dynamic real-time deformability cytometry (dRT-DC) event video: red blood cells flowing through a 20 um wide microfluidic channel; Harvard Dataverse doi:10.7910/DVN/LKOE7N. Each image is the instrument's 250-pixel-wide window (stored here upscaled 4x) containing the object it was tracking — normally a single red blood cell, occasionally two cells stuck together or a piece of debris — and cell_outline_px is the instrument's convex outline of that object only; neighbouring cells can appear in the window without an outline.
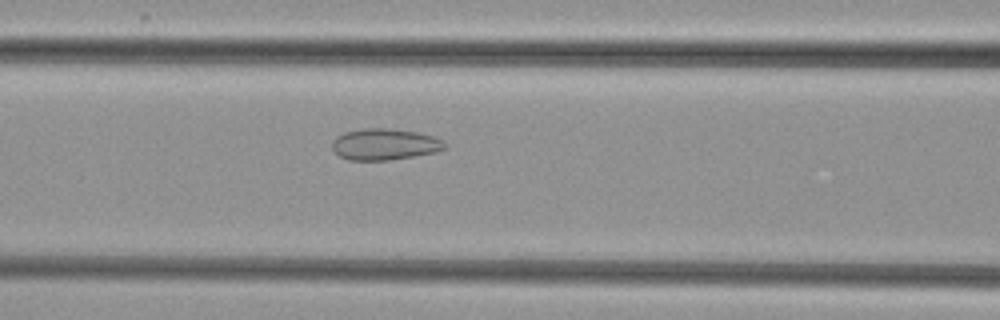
{"species": "common noctule bat (a hibernating species)", "species_latin": "Nyctalus noctula", "temperature_condition": "cold", "stored_images_in_passage": 53, "camera_frame_rate_fps": 3000, "um_per_image_px": 0.085, "animal": {"sex": "female", "body_mass_g": 29.2, "forearm_length_mm": 56.3}, "frame": {"image": 1, "passage_image": 23, "time_ms": 7.333, "image_size_px": [1000, 320], "cell_outline_px": [[448, 148], [436, 152], [388, 160], [348, 160], [340, 156], [332, 148], [332, 140], [336, 136], [344, 132], [364, 128], [388, 128], [416, 132], [432, 136], [444, 140], [448, 144]], "centroid_in_image_um": [32.71, 12.26], "position_along_channel_um": 133.9, "area_um2": 20.69}}
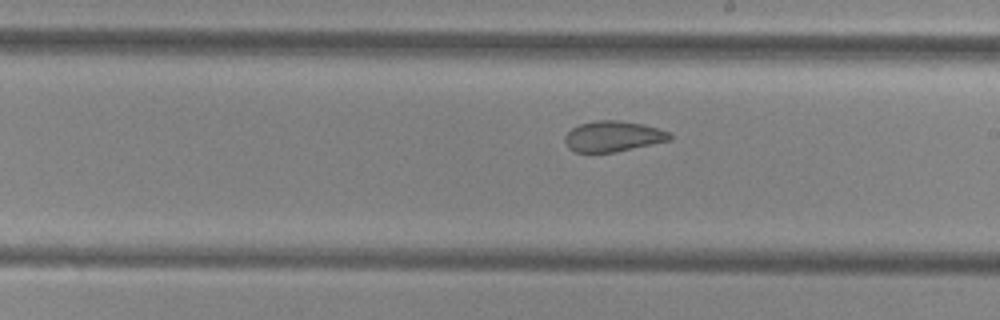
{"frame": {"image": 2, "passage_image": 31, "time_ms": 10.0, "image_size_px": [1000, 320], "cell_outline_px": [[672, 140], [616, 152], [572, 152], [568, 148], [564, 140], [564, 136], [572, 128], [580, 124], [596, 120], [616, 120], [644, 124], [668, 132], [672, 136]], "centroid_in_image_um": [52.09, 11.59], "position_along_channel_um": 236.9, "area_um2": 18.79}}
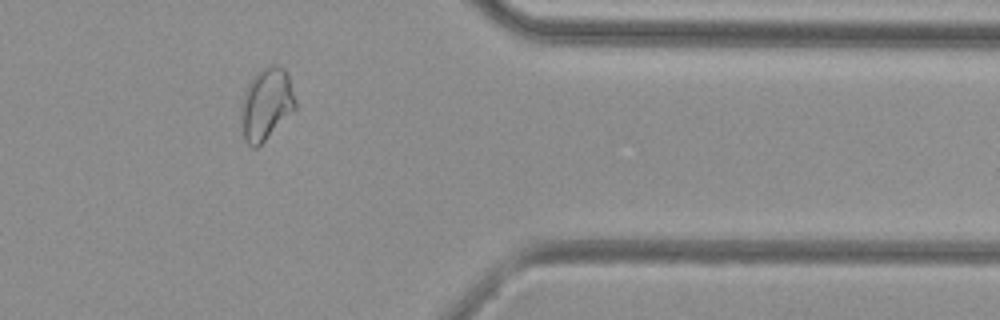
{"frame": {"image": 3, "passage_image": 44, "time_ms": 14.333, "image_size_px": [1000, 320], "cell_outline_px": [[296, 108], [256, 148], [252, 148], [244, 140], [240, 124], [240, 108], [244, 88], [256, 72], [260, 68], [268, 64], [276, 64], [284, 68], [288, 76], [296, 100]], "centroid_in_image_um": [22.58, 8.81], "position_along_channel_um": 388.8, "area_um2": 23.12}}